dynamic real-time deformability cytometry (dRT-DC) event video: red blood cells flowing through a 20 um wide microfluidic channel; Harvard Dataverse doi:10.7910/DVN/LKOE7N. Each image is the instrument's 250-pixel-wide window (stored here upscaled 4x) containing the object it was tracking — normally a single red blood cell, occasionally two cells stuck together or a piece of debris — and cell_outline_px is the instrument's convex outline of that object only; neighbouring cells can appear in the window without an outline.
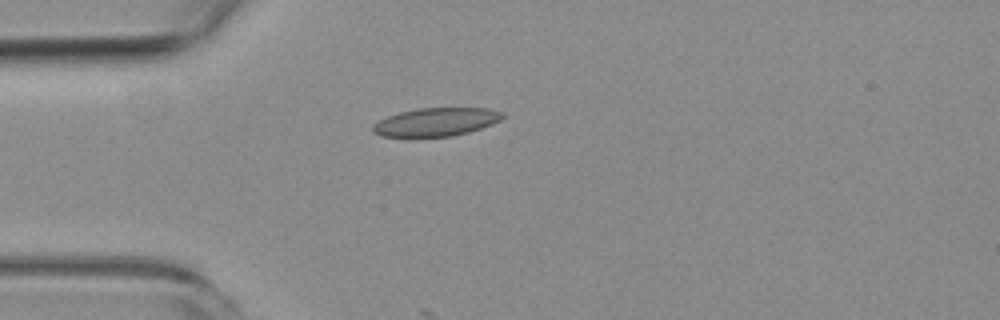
{"species": "common noctule bat (a hibernating species)", "species_latin": "Nyctalus noctula", "temperature_condition": "room temperature", "stored_images_in_passage": 3, "camera_frame_rate_fps": 3000, "um_per_image_px": 0.085, "animal": {"sex": "female", "body_mass_g": 19.3, "forearm_length_mm": 54.1}, "frame": {"image": 1, "passage_image": 3, "time_ms": 2.667, "image_size_px": [1000, 320], "cell_outline_px": [[504, 116], [500, 120], [492, 124], [468, 132], [452, 136], [380, 136], [372, 132], [372, 124], [388, 116], [400, 112], [416, 108], [488, 108], [504, 112]], "centroid_in_image_um": [37.06, 10.36], "position_along_channel_um": 47.9, "area_um2": 21.27}}